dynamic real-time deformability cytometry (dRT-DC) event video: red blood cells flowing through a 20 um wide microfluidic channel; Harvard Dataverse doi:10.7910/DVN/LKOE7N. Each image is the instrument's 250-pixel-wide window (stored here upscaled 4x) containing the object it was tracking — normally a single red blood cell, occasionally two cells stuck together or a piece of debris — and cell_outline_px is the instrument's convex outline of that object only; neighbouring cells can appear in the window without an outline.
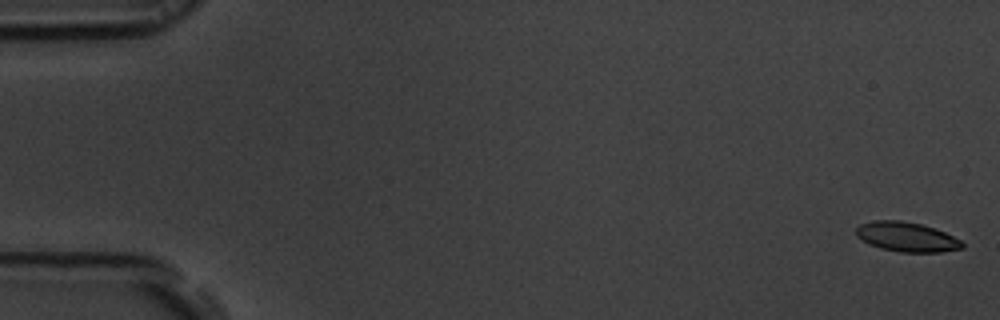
{"species": "common noctule bat (a hibernating species)", "species_latin": "Nyctalus noctula", "temperature_condition": "room temperature", "stored_images_in_passage": 13, "camera_frame_rate_fps": 3000, "um_per_image_px": 0.085, "animal": {"sex": "male", "body_mass_g": 19.5, "forearm_length_mm": 54.6}, "frame": {"image": 1, "passage_image": 1, "time_ms": 0.0, "image_size_px": [1000, 320], "cell_outline_px": [[964, 248], [940, 252], [900, 252], [880, 248], [868, 244], [856, 236], [856, 228], [860, 224], [872, 220], [900, 220], [920, 224], [944, 232], [960, 240], [964, 244]], "centroid_in_image_um": [77.03, 20.14], "position_along_channel_um": 8.0, "area_um2": 18.26}}